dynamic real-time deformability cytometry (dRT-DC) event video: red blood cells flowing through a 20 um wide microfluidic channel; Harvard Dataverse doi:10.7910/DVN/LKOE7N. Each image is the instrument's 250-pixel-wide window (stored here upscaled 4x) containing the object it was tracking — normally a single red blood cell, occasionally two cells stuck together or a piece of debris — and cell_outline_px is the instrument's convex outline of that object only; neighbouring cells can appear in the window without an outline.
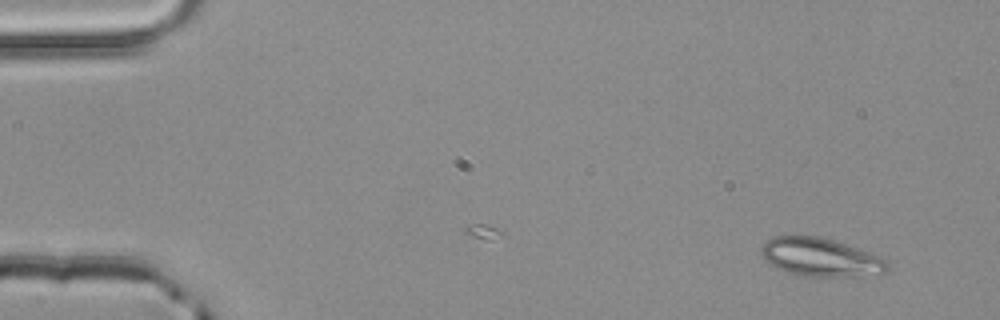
{"species": "common noctule bat (a hibernating species)", "species_latin": "Nyctalus noctula", "temperature_condition": "room temperature", "stored_images_in_passage": 2, "camera_frame_rate_fps": 3000, "um_per_image_px": 0.085, "animal": {"sex": "male", "body_mass_g": 20.4}, "frame": {"image": 1, "passage_image": 2, "time_ms": 0.333, "image_size_px": [1000, 320], "cell_outline_px": [[888, 272], [852, 276], [804, 276], [788, 272], [772, 264], [760, 252], [760, 248], [772, 236], [820, 236], [844, 244], [876, 256], [884, 260], [888, 264]], "centroid_in_image_um": [69.71, 21.86], "position_along_channel_um": 15.3, "area_um2": 27.28}}